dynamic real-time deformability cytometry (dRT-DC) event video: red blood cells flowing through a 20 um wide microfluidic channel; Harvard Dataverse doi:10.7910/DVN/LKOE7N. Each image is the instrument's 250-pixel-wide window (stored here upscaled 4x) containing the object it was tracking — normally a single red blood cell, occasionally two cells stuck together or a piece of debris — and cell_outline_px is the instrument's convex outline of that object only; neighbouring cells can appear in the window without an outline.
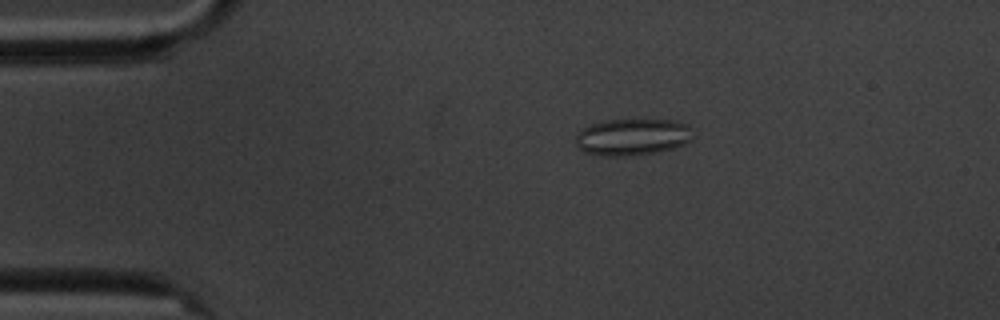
{"species": "common noctule bat (a hibernating species)", "species_latin": "Nyctalus noctula", "temperature_condition": "cold", "stored_images_in_passage": 5, "camera_frame_rate_fps": 3000, "um_per_image_px": 0.085, "animal": {"sex": "male", "body_mass_g": 20.1, "forearm_length_mm": 53.5}, "frame": {"image": 1, "passage_image": 4, "time_ms": 3.333, "image_size_px": [1000, 320], "cell_outline_px": [[688, 140], [684, 144], [672, 148], [656, 152], [628, 156], [608, 156], [584, 152], [576, 148], [576, 136], [584, 128], [592, 124], [604, 120], [676, 120], [688, 124]], "centroid_in_image_um": [53.69, 11.65], "position_along_channel_um": 31.3, "area_um2": 24.68}}